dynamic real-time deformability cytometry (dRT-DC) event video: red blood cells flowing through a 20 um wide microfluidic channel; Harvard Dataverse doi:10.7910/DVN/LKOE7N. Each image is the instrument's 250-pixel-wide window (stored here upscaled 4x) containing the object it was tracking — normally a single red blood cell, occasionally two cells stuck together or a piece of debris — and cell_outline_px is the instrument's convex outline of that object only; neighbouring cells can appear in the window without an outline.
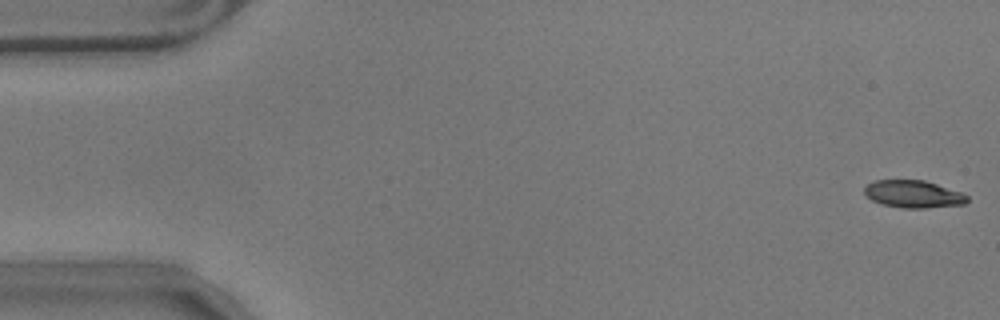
{"species": "common noctule bat (a hibernating species)", "species_latin": "Nyctalus noctula", "temperature_condition": "warm", "stored_images_in_passage": 57, "camera_frame_rate_fps": 3000, "um_per_image_px": 0.085, "animal": {"sex": "male", "body_mass_g": 17.9}, "frame": {"image": 1, "passage_image": 1, "time_ms": 0.0, "image_size_px": [1000, 320], "cell_outline_px": [[968, 200], [964, 204], [924, 208], [904, 208], [884, 204], [872, 200], [864, 192], [864, 188], [868, 184], [876, 180], [924, 180], [964, 192], [968, 196]], "centroid_in_image_um": [77.68, 16.49], "position_along_channel_um": 7.3, "area_um2": 16.36}}
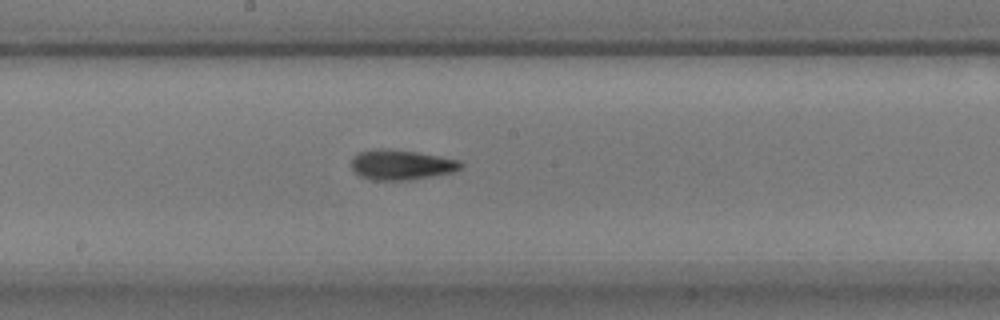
{"frame": {"image": 2, "passage_image": 30, "time_ms": 9.667, "image_size_px": [1000, 320], "cell_outline_px": [[464, 168], [452, 172], [412, 180], [372, 180], [360, 176], [352, 168], [352, 160], [360, 152], [376, 148], [388, 148], [416, 152], [440, 156], [460, 160], [464, 164]], "centroid_in_image_um": [34.16, 14.01], "position_along_channel_um": 214.0, "area_um2": 19.25}}
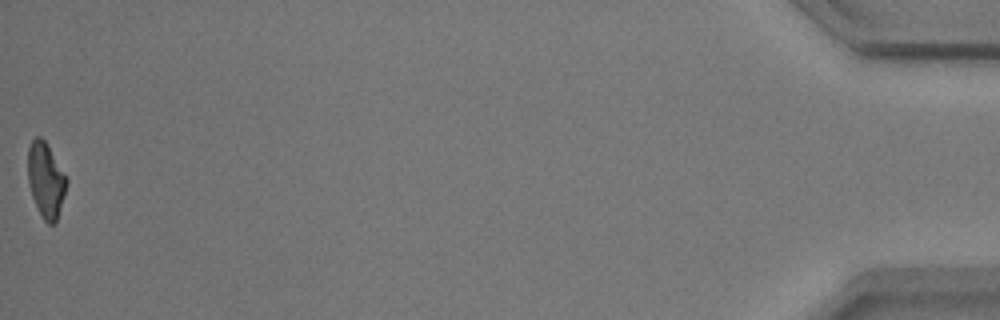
{"frame": {"image": 3, "passage_image": 57, "time_ms": 18.667, "image_size_px": [1000, 320], "cell_outline_px": [[68, 184], [56, 224], [48, 224], [44, 220], [32, 196], [28, 180], [28, 148], [32, 140], [36, 136], [40, 136], [48, 144], [68, 180]], "centroid_in_image_um": [3.91, 15.3], "position_along_channel_um": 431.3, "area_um2": 16.94}, "authors_computed_cell_mechanics": {"area_um2": 17.5712, "velocity_mm_per_s": 3.5326, "shape_relaxation_time_tau1_ms": 6.0862, "shape_relaxation_time_tau2_ms": 6.0974, "deformation_change_tau1": 0.1975, "deformation_change_tau2": 0.1383}}